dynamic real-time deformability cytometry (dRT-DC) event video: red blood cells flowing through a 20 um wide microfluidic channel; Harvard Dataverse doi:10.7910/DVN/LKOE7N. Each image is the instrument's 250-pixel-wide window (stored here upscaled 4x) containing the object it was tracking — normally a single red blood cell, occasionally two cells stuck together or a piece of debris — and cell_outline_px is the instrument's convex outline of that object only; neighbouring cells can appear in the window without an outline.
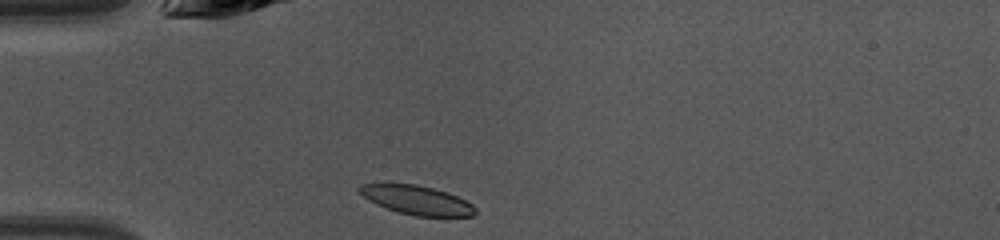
{"species": "common noctule bat (a hibernating species)", "species_latin": "Nyctalus noctula", "temperature_condition": "warm", "stored_images_in_passage": 34, "camera_frame_rate_fps": 3000, "um_per_image_px": 0.085, "animal": {"sex": "female", "body_mass_g": 10.0, "forearm_length_mm": 53.1}, "frame": {"image": 1, "passage_image": 1, "time_ms": 0.0, "image_size_px": [1000, 240], "cell_outline_px": [[476, 216], [416, 216], [400, 212], [376, 204], [368, 200], [356, 188], [360, 184], [416, 184], [448, 192], [472, 204], [476, 208]], "centroid_in_image_um": [35.45, 17.01], "position_along_channel_um": 49.6, "area_um2": 19.36}}
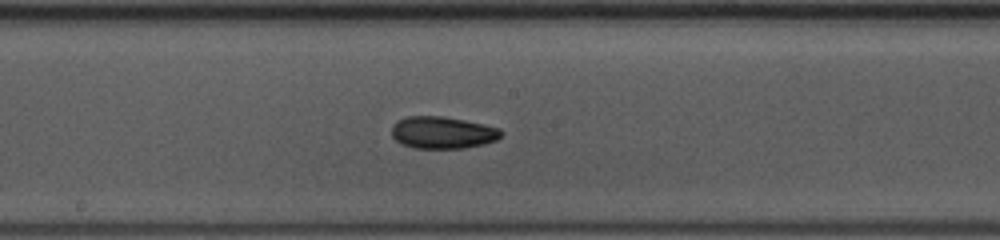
{"frame": {"image": 2, "passage_image": 13, "time_ms": 4.0, "image_size_px": [1000, 240], "cell_outline_px": [[504, 132], [496, 140], [484, 144], [464, 148], [416, 148], [404, 144], [396, 140], [392, 136], [392, 124], [396, 120], [408, 116], [444, 116], [484, 124], [500, 128]], "centroid_in_image_um": [37.63, 11.26], "position_along_channel_um": 210.6, "area_um2": 20.52}}
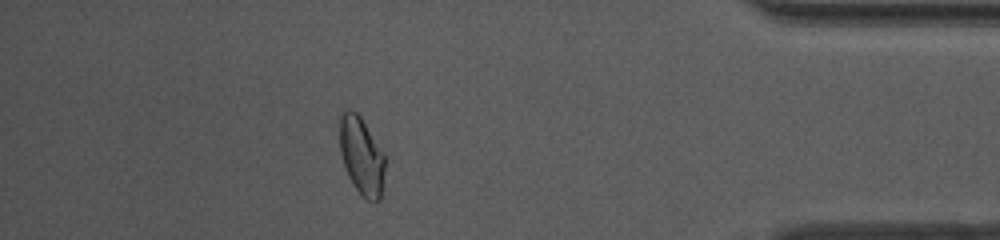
{"frame": {"image": 3, "passage_image": 29, "time_ms": 9.333, "image_size_px": [1000, 240], "cell_outline_px": [[384, 168], [380, 200], [368, 200], [352, 184], [348, 176], [340, 152], [340, 112], [344, 108], [348, 108], [356, 112], [360, 116], [384, 152]], "centroid_in_image_um": [30.71, 13.19], "position_along_channel_um": 404.5, "area_um2": 20.35}, "authors_computed_cell_mechanics": {"area_um2": 20.4323, "velocity_mm_per_s": 4.3274, "shape_relaxation_time_tau1_ms": 6.0526, "shape_relaxation_time_tau2_ms": 3.1753, "deformation_change_tau1": 0.151, "deformation_change_tau2": 0.0864}}